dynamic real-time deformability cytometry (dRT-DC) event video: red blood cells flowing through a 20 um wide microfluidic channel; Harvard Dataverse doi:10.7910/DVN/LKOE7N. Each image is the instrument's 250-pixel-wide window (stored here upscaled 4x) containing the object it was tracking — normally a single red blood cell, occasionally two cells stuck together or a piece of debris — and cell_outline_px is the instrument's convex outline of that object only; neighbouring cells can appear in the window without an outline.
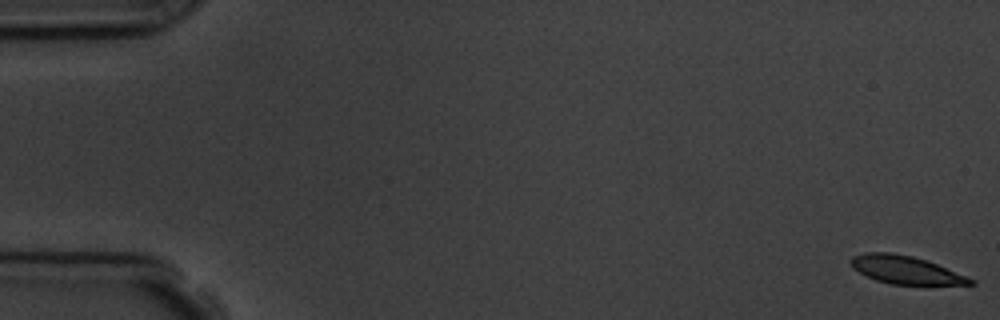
{"species": "common noctule bat (a hibernating species)", "species_latin": "Nyctalus noctula", "temperature_condition": "room temperature", "stored_images_in_passage": 6, "camera_frame_rate_fps": 3000, "um_per_image_px": 0.085, "animal": {"sex": "male", "body_mass_g": 19.5, "forearm_length_mm": 54.6}, "frame": {"image": 1, "passage_image": 1, "time_ms": 0.0, "image_size_px": [1000, 320], "cell_outline_px": [[976, 284], [892, 284], [876, 280], [852, 268], [848, 260], [852, 256], [864, 252], [892, 252], [912, 256], [936, 264], [968, 276], [976, 280]], "centroid_in_image_um": [76.95, 22.92], "position_along_channel_um": 8.1, "area_um2": 19.36}}
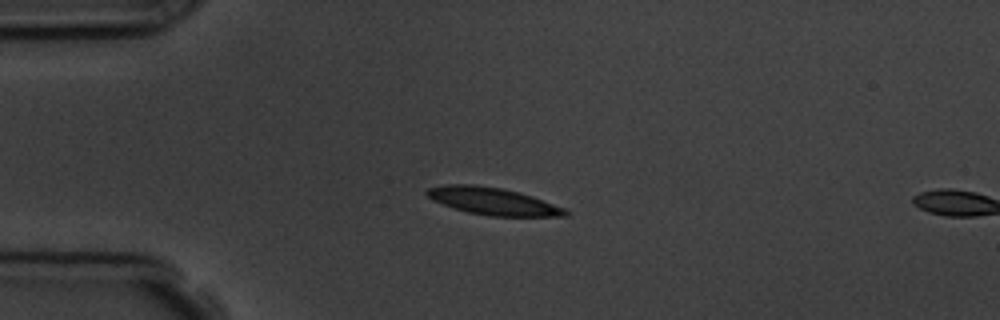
{"frame": {"image": 2, "passage_image": 5, "time_ms": 4.333, "image_size_px": [1000, 320], "cell_outline_px": [[568, 216], [488, 216], [468, 212], [432, 200], [424, 192], [428, 188], [448, 184], [476, 184], [504, 188], [520, 192], [532, 196], [564, 208], [568, 212]], "centroid_in_image_um": [41.89, 17.09], "position_along_channel_um": 43.1, "area_um2": 21.91}}